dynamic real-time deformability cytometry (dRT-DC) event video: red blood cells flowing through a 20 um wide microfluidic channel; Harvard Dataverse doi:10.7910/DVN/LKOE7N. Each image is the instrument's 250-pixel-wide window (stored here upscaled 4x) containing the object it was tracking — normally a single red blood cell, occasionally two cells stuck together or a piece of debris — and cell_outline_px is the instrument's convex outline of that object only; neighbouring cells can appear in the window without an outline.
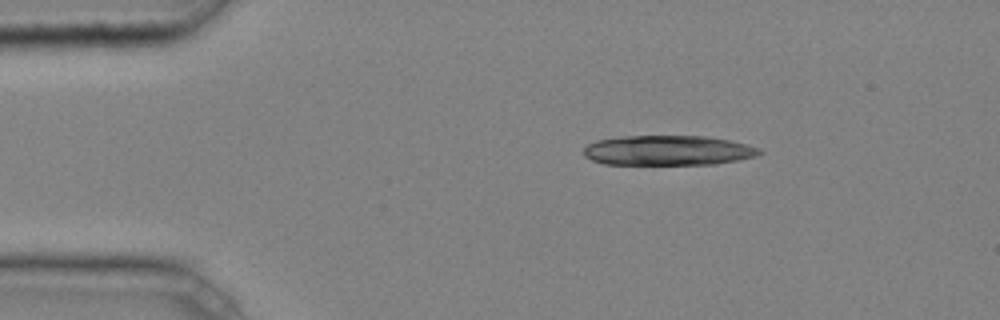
{"species": "common noctule bat (a hibernating species)", "species_latin": "Nyctalus noctula", "temperature_condition": "cold", "stored_images_in_passage": 3, "camera_frame_rate_fps": 3000, "um_per_image_px": 0.085, "animal": {"sex": "male", "body_mass_g": 20.4}, "frame": {"image": 1, "passage_image": 1, "time_ms": 0.0, "image_size_px": [1000, 320], "cell_outline_px": [[764, 152], [756, 156], [716, 164], [604, 164], [592, 160], [584, 156], [584, 148], [588, 144], [596, 140], [620, 136], [704, 136], [728, 140], [748, 144], [760, 148]], "centroid_in_image_um": [56.78, 12.78], "position_along_channel_um": 28.2, "area_um2": 30.69}}
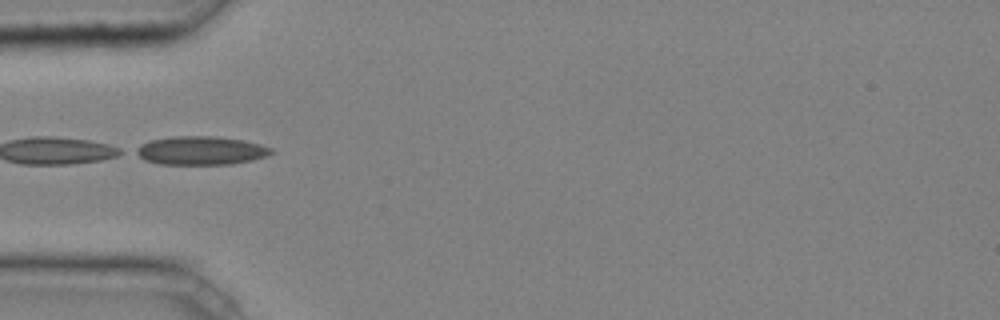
{"frame": {"image": 2, "passage_image": 3, "time_ms": 0.667, "image_size_px": [1000, 320], "cell_outline_px": [[276, 152], [268, 156], [252, 160], [232, 164], [160, 164], [144, 160], [132, 152], [132, 148], [140, 144], [152, 140], [172, 136], [216, 136], [244, 140], [260, 144], [272, 148]], "centroid_in_image_um": [17.05, 12.79], "position_along_channel_um": 67.9, "area_um2": 22.89}}